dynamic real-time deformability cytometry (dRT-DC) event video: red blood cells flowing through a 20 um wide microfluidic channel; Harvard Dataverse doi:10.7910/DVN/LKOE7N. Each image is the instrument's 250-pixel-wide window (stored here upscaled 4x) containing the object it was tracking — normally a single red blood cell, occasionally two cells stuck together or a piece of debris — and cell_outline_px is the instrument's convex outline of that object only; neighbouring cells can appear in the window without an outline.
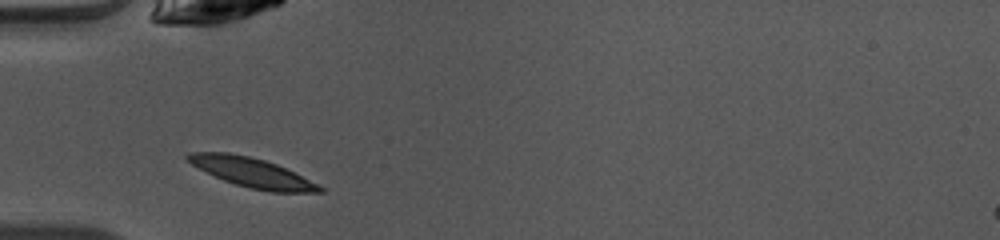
{"species": "common noctule bat (a hibernating species)", "species_latin": "Nyctalus noctula", "temperature_condition": "warm", "stored_images_in_passage": 34, "camera_frame_rate_fps": 3000, "um_per_image_px": 0.085, "animal": {"sex": "female", "body_mass_g": 10.0, "forearm_length_mm": 53.1}, "frame": {"image": 1, "passage_image": 1, "time_ms": 0.0, "image_size_px": [1000, 240], "cell_outline_px": [[324, 192], [272, 192], [248, 188], [224, 180], [184, 160], [184, 156], [188, 152], [228, 152], [248, 156], [264, 160], [276, 164], [324, 188]], "centroid_in_image_um": [21.36, 14.65], "position_along_channel_um": 63.6, "area_um2": 22.14}}
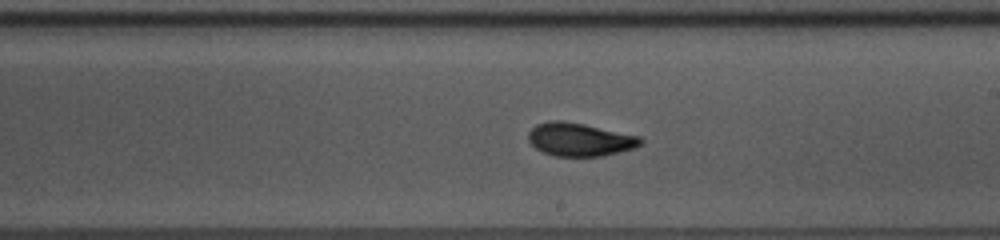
{"frame": {"image": 2, "passage_image": 14, "time_ms": 4.333, "image_size_px": [1000, 240], "cell_outline_px": [[644, 144], [636, 148], [620, 152], [600, 156], [556, 156], [544, 152], [536, 148], [528, 140], [528, 132], [536, 124], [548, 120], [564, 120], [584, 124], [640, 136], [644, 140]], "centroid_in_image_um": [49.31, 11.85], "position_along_channel_um": 239.7, "area_um2": 21.91}}
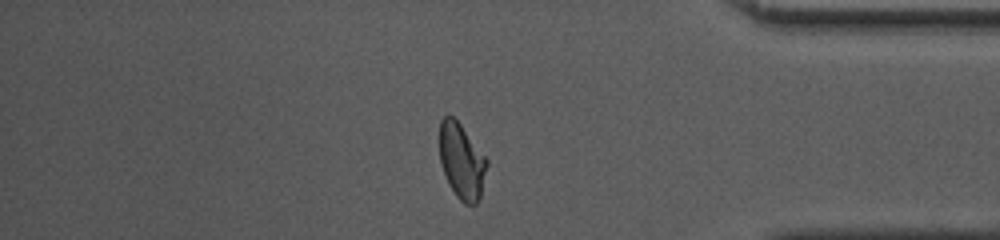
{"frame": {"image": 3, "passage_image": 27, "time_ms": 8.667, "image_size_px": [1000, 240], "cell_outline_px": [[488, 164], [480, 200], [476, 204], [464, 204], [456, 196], [448, 184], [440, 160], [440, 120], [444, 116], [452, 116], [460, 124], [488, 160]], "centroid_in_image_um": [39.26, 13.74], "position_along_channel_um": 395.9, "area_um2": 20.75}, "authors_computed_cell_mechanics": {"area_um2": 21.4438, "velocity_mm_per_s": 4.1011, "shape_relaxation_time_tau1_ms": 4.0596, "shape_relaxation_time_tau2_ms": 1.4441, "deformation_change_tau1": 0.1545, "deformation_change_tau2": 0.0542}}